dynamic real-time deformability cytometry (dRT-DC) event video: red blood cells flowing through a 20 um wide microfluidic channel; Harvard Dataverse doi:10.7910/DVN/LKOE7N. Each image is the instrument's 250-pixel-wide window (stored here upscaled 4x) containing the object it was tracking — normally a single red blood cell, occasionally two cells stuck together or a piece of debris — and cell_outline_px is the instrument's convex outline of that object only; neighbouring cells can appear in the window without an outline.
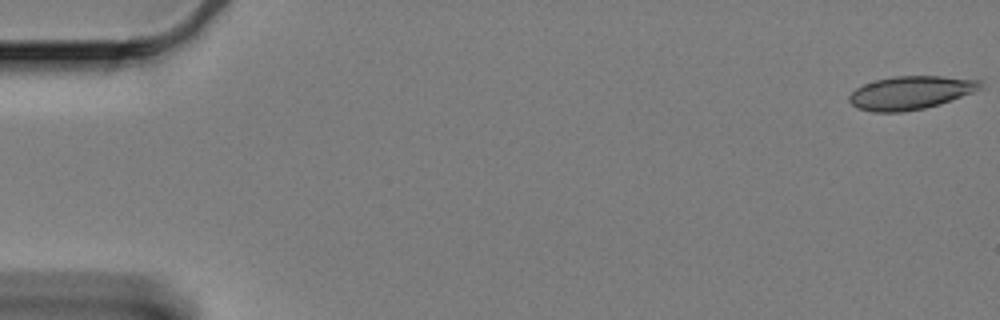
{"species": "Egyptian fruit bat (a non-hibernating species)", "species_latin": "Rousettus aegyptiacus", "temperature_condition": "cold", "stored_images_in_passage": 58, "camera_frame_rate_fps": 3000, "um_per_image_px": 0.085, "animal": {"sex": "female"}, "frame": {"image": 1, "passage_image": 1, "time_ms": 0.0, "image_size_px": [1000, 320], "cell_outline_px": [[984, 88], [940, 104], [924, 108], [900, 112], [872, 112], [856, 108], [848, 100], [848, 96], [856, 88], [864, 84], [876, 80], [892, 76], [940, 76], [984, 80]], "centroid_in_image_um": [77.42, 7.87], "position_along_channel_um": 7.6, "area_um2": 25.66}}
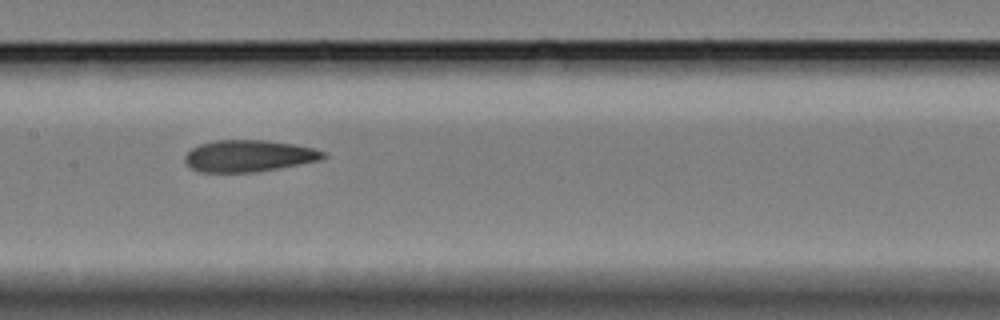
{"frame": {"image": 2, "passage_image": 30, "time_ms": 9.667, "image_size_px": [1000, 320], "cell_outline_px": [[328, 156], [320, 160], [280, 168], [256, 172], [200, 172], [192, 168], [184, 160], [184, 156], [192, 148], [200, 144], [216, 140], [268, 140], [292, 144], [312, 148], [328, 152]], "centroid_in_image_um": [21.17, 13.25], "position_along_channel_um": 186.2, "area_um2": 25.61}}
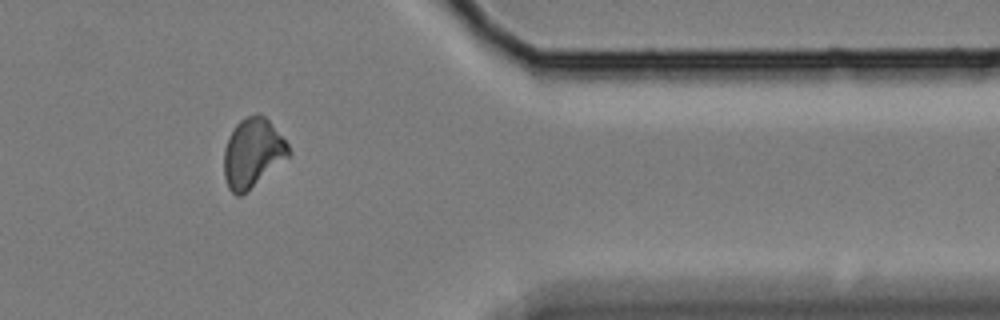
{"frame": {"image": 3, "passage_image": 50, "time_ms": 16.333, "image_size_px": [1000, 320], "cell_outline_px": [[292, 156], [240, 196], [236, 196], [228, 188], [224, 176], [224, 148], [228, 136], [236, 124], [244, 116], [256, 112], [260, 112], [268, 120], [288, 144], [292, 152]], "centroid_in_image_um": [21.48, 12.98], "position_along_channel_um": 389.9, "area_um2": 26.41}, "authors_computed_cell_mechanics": {"area_um2": 25.9522, "velocity_mm_per_s": 3.3302, "shape_relaxation_time_tau1_ms": null, "shape_relaxation_time_tau2_ms": 8.6376, "deformation_change_tau1": null, "deformation_change_tau2": 0.1422}}